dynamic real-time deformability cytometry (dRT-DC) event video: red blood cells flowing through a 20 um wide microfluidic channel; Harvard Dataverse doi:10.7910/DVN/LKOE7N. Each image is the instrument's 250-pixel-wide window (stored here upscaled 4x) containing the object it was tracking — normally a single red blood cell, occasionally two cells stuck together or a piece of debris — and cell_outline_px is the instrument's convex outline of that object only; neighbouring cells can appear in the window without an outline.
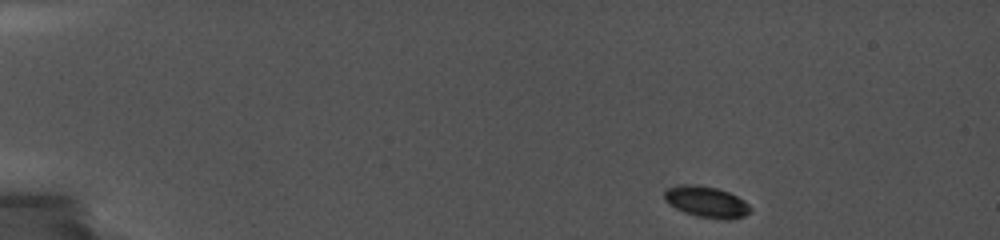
{"species": "common noctule bat (a hibernating species)", "species_latin": "Nyctalus noctula", "temperature_condition": "cold", "stored_images_in_passage": 12, "camera_frame_rate_fps": 5000, "um_per_image_px": 0.085, "animal": {"sex": "female", "body_mass_g": 19.0, "forearm_length_mm": 56.7}, "frame": {"image": 1, "passage_image": 1, "time_ms": 0.0, "image_size_px": [1000, 240], "cell_outline_px": [[752, 212], [744, 216], [728, 220], [724, 220], [696, 216], [684, 212], [668, 204], [664, 200], [664, 192], [668, 188], [676, 184], [696, 184], [716, 188], [728, 192], [744, 200], [752, 208]], "centroid_in_image_um": [60.04, 17.16], "position_along_channel_um": 25.0, "area_um2": 15.84}}
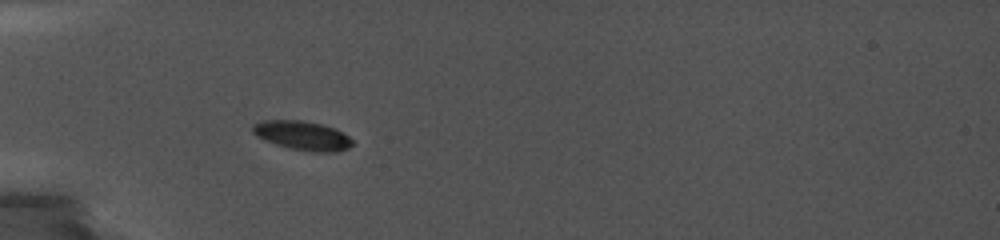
{"frame": {"image": 2, "passage_image": 7, "time_ms": 3.6, "image_size_px": [1000, 240], "cell_outline_px": [[356, 144], [348, 148], [336, 152], [316, 152], [288, 148], [264, 140], [256, 136], [252, 132], [252, 124], [264, 120], [304, 120], [324, 124], [336, 128], [344, 132]], "centroid_in_image_um": [25.74, 11.51], "position_along_channel_um": 59.3, "area_um2": 17.28}}